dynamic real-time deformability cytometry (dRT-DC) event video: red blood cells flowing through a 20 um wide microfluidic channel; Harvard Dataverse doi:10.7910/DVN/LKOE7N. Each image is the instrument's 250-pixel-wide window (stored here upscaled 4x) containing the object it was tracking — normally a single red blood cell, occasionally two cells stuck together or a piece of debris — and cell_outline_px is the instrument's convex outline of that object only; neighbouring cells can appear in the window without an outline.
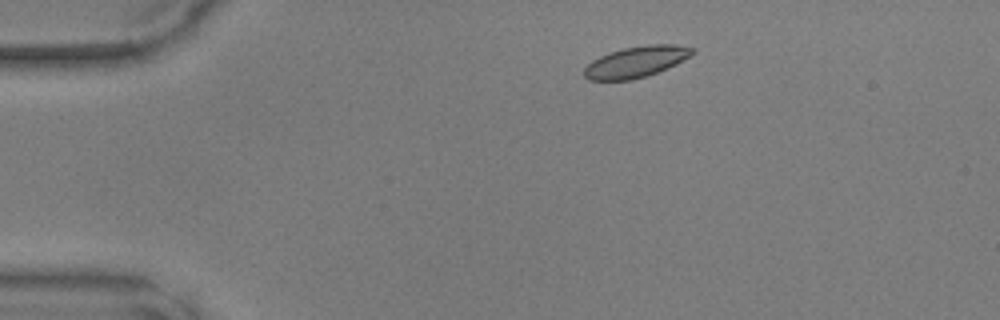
{"species": "common noctule bat (a hibernating species)", "species_latin": "Nyctalus noctula", "temperature_condition": "warm", "stored_images_in_passage": 31, "camera_frame_rate_fps": 3000, "um_per_image_px": 0.085, "animal": {"sex": "male", "body_mass_g": 17.9, "forearm_length_mm": 54.2}, "frame": {"image": 1, "passage_image": 1, "time_ms": 0.0, "image_size_px": [1000, 320], "cell_outline_px": [[696, 52], [676, 64], [668, 68], [632, 80], [588, 80], [584, 76], [584, 68], [592, 60], [600, 56], [624, 48], [648, 44], [676, 44], [696, 48]], "centroid_in_image_um": [54.09, 5.25], "position_along_channel_um": 30.9, "area_um2": 19.54}}
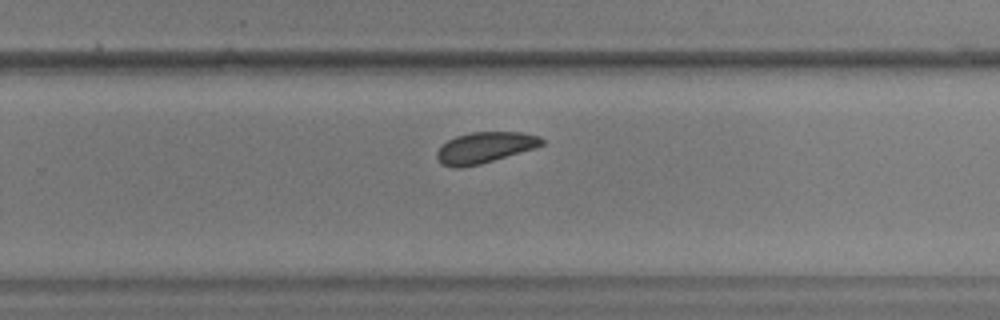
{"frame": {"image": 2, "passage_image": 24, "time_ms": 7.667, "image_size_px": [1000, 320], "cell_outline_px": [[544, 144], [536, 148], [480, 164], [460, 168], [452, 168], [440, 164], [436, 156], [436, 152], [448, 140], [456, 136], [472, 132], [524, 132], [540, 136], [544, 140]], "centroid_in_image_um": [41.22, 12.55], "position_along_channel_um": 288.6, "area_um2": 19.07}}
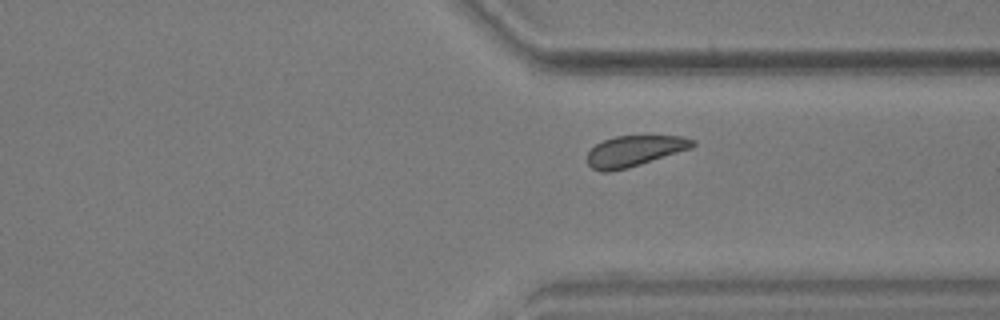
{"frame": {"image": 3, "passage_image": 29, "time_ms": 9.333, "image_size_px": [1000, 320], "cell_outline_px": [[696, 144], [692, 148], [628, 168], [608, 172], [600, 172], [592, 168], [588, 164], [588, 152], [596, 144], [604, 140], [616, 136], [684, 136], [696, 140]], "centroid_in_image_um": [53.95, 12.83], "position_along_channel_um": 357.4, "area_um2": 18.9}}